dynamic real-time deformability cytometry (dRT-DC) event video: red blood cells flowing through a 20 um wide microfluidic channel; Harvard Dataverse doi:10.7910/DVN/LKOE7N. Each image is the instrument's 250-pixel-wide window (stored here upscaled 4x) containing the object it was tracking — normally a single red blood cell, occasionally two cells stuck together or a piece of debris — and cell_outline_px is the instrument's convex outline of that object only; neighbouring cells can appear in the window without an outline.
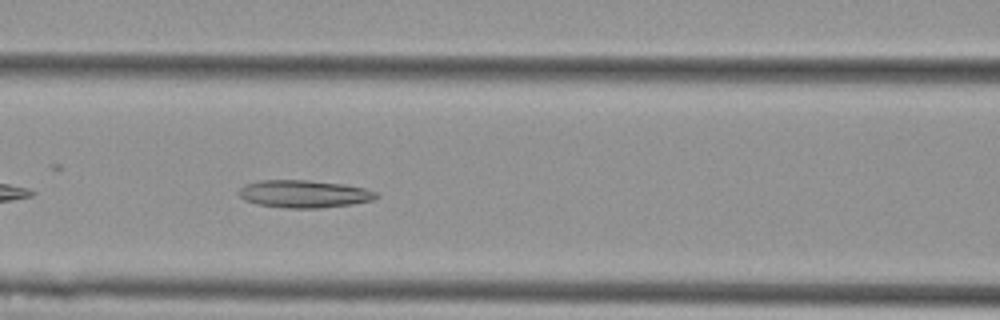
{"species": "Egyptian fruit bat (a non-hibernating species)", "species_latin": "Rousettus aegyptiacus", "temperature_condition": "cold", "stored_images_in_passage": 39, "camera_frame_rate_fps": 3000, "um_per_image_px": 0.085, "animal": {"sex": "female"}, "frame": {"image": 1, "passage_image": 8, "time_ms": 2.333, "image_size_px": [1000, 320], "cell_outline_px": [[380, 196], [372, 200], [352, 204], [320, 208], [284, 208], [256, 204], [244, 200], [236, 192], [244, 184], [260, 180], [312, 180], [344, 184], [364, 188], [376, 192]], "centroid_in_image_um": [25.81, 16.48], "position_along_channel_um": 140.8, "area_um2": 22.31}}
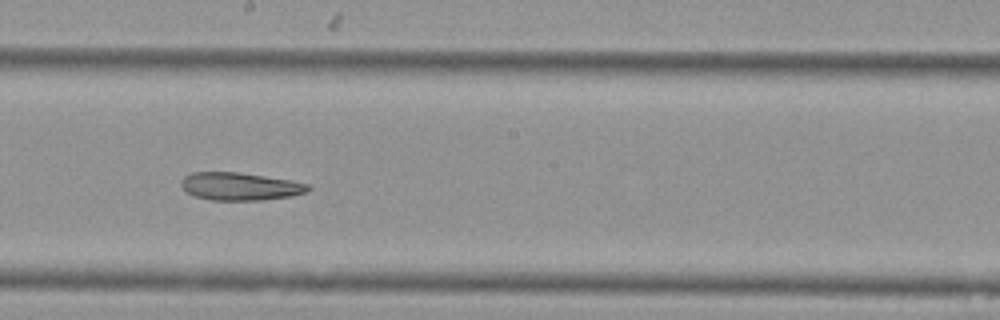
{"frame": {"image": 2, "passage_image": 15, "time_ms": 4.667, "image_size_px": [1000, 320], "cell_outline_px": [[312, 188], [308, 192], [292, 196], [264, 200], [212, 200], [196, 196], [184, 192], [180, 184], [180, 180], [184, 176], [192, 172], [240, 172], [288, 180], [308, 184]], "centroid_in_image_um": [20.38, 15.84], "position_along_channel_um": 227.8, "area_um2": 20.69}}
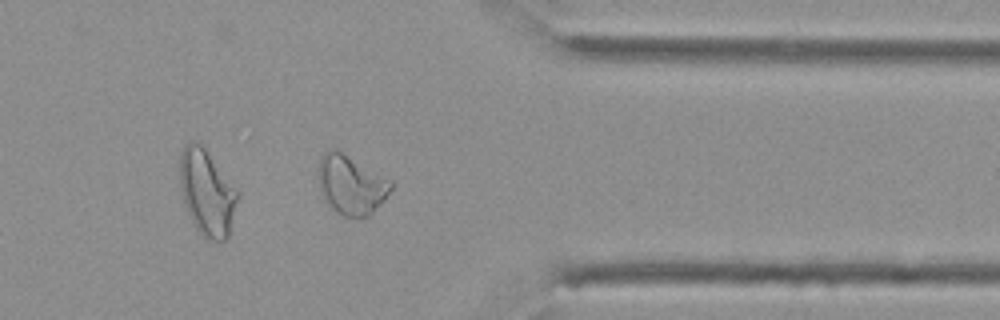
{"frame": {"image": 3, "passage_image": 28, "time_ms": 9.0, "image_size_px": [1000, 320], "cell_outline_px": [[392, 188], [384, 200], [368, 216], [344, 216], [336, 212], [332, 208], [320, 192], [316, 176], [316, 168], [320, 156], [328, 148], [336, 148], [392, 180]], "centroid_in_image_um": [29.79, 15.65], "position_along_channel_um": 381.6, "area_um2": 25.43}, "authors_computed_cell_mechanics": {"area_um2": 22.3108, "velocity_mm_per_s": 3.751, "shape_relaxation_time_tau1_ms": null, "shape_relaxation_time_tau2_ms": 7.1478, "deformation_change_tau1": null, "deformation_change_tau2": 0.1817}}